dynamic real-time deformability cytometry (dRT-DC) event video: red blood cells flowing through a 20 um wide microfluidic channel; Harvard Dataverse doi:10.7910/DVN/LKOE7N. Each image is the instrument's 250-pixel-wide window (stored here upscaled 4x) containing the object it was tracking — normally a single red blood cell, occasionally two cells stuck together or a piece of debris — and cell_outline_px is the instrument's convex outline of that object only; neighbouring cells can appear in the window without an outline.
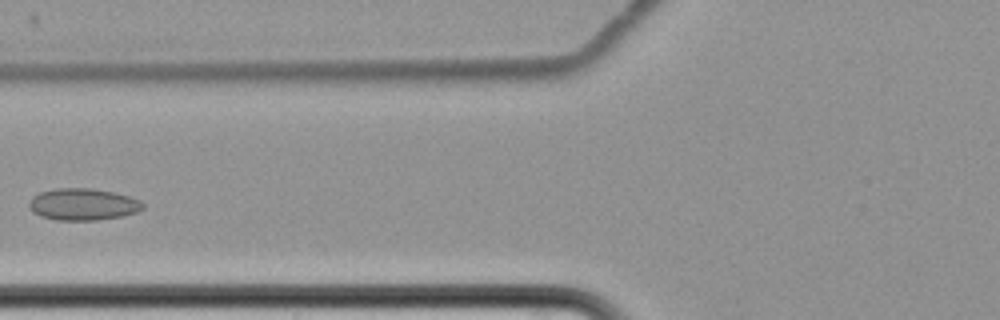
{"species": "common noctule bat (a hibernating species)", "species_latin": "Nyctalus noctula", "temperature_condition": "cold", "stored_images_in_passage": 7, "camera_frame_rate_fps": 3000, "um_per_image_px": 0.085, "animal": {"sex": "female", "body_mass_g": 22.7, "forearm_length_mm": 54.2}, "frame": {"image": 1, "passage_image": 5, "time_ms": 5.667, "image_size_px": [1000, 320], "cell_outline_px": [[144, 208], [136, 212], [124, 216], [96, 220], [56, 220], [40, 216], [32, 212], [28, 204], [32, 196], [40, 192], [56, 188], [92, 188], [112, 192], [128, 196], [140, 200], [144, 204]], "centroid_in_image_um": [7.04, 17.37], "position_along_channel_um": 118.8, "area_um2": 21.21}}
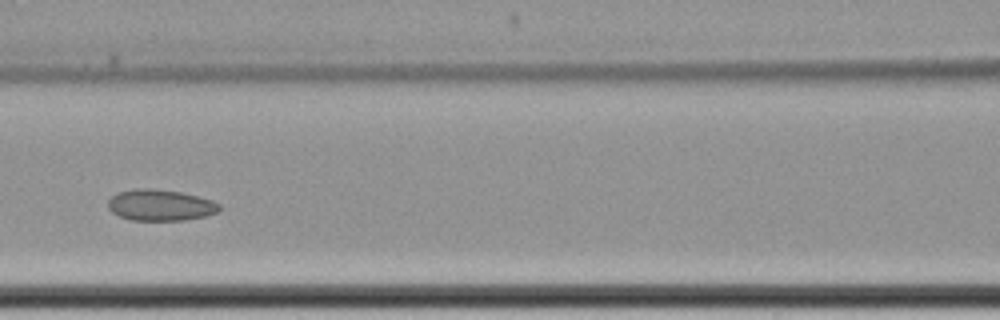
{"frame": {"image": 2, "passage_image": 6, "time_ms": 6.667, "image_size_px": [1000, 320], "cell_outline_px": [[220, 208], [216, 212], [208, 216], [184, 220], [132, 220], [120, 216], [112, 212], [108, 208], [108, 200], [112, 196], [120, 192], [136, 188], [148, 188], [180, 192], [212, 200], [220, 204]], "centroid_in_image_um": [13.63, 17.44], "position_along_channel_um": 153.0, "area_um2": 20.11}}
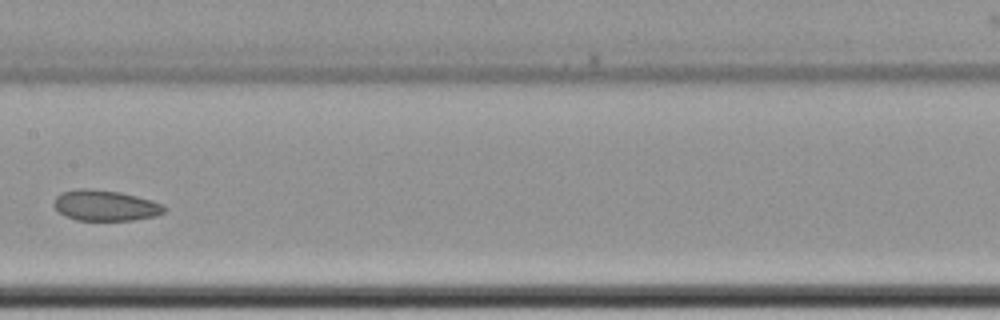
{"frame": {"image": 3, "passage_image": 7, "time_ms": 8.0, "image_size_px": [1000, 320], "cell_outline_px": [[168, 208], [164, 212], [156, 216], [132, 220], [76, 220], [64, 216], [52, 204], [56, 196], [64, 192], [76, 188], [88, 188], [120, 192], [152, 200], [164, 204]], "centroid_in_image_um": [8.97, 17.46], "position_along_channel_um": 198.4, "area_um2": 19.88}}